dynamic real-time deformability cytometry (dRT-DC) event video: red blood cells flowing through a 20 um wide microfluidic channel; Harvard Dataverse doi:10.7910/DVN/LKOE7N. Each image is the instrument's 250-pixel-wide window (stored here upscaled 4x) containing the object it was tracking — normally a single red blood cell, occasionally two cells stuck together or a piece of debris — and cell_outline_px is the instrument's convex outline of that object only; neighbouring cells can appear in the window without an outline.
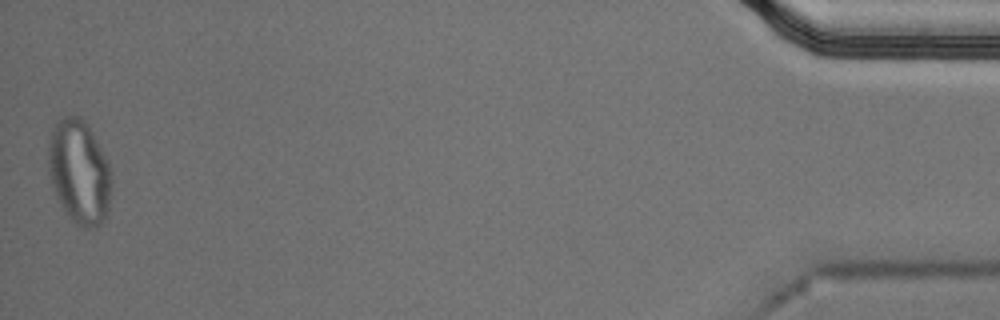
{"species": "Egyptian fruit bat (a non-hibernating species)", "species_latin": "Rousettus aegyptiacus", "temperature_condition": "cold", "stored_images_in_passage": 54, "segment_of_instrument_passage": [2, 2], "camera_frame_rate_fps": 3000, "um_per_image_px": 0.085, "animal": {"sex": "male"}, "frame": {"image": 1, "passage_image": 54, "time_ms": 17.667, "image_size_px": [1000, 320], "cell_outline_px": [[112, 184], [108, 208], [104, 220], [96, 228], [84, 228], [76, 224], [72, 220], [60, 204], [52, 184], [48, 168], [48, 144], [56, 120], [64, 116], [80, 116], [88, 124], [108, 160], [112, 172]], "centroid_in_image_um": [6.76, 14.6], "position_along_channel_um": 428.4, "area_um2": 38.61}}